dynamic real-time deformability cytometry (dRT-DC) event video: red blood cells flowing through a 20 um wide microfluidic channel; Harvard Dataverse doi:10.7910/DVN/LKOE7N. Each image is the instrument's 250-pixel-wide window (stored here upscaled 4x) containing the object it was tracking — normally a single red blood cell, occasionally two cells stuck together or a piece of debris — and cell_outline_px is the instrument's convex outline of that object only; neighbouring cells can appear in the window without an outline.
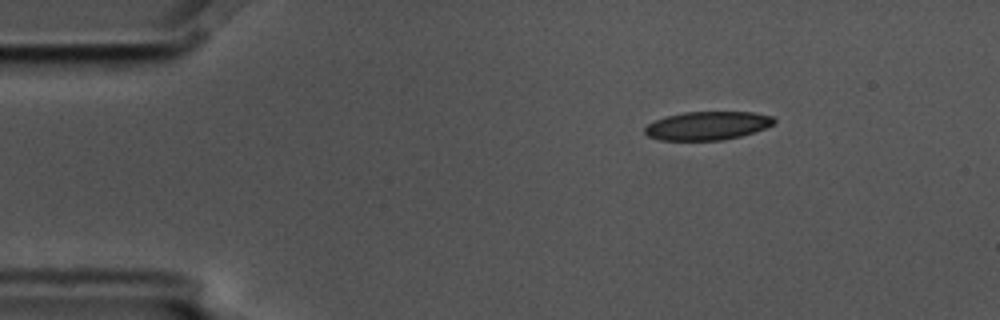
{"species": "common noctule bat (a hibernating species)", "species_latin": "Nyctalus noctula", "temperature_condition": "cold", "stored_images_in_passage": 4, "camera_frame_rate_fps": 3000, "um_per_image_px": 0.085, "animal": {"sex": "male", "body_mass_g": 17.5, "forearm_length_mm": 52.3}, "frame": {"image": 1, "passage_image": 4, "time_ms": 1.0, "image_size_px": [1000, 320], "cell_outline_px": [[776, 120], [772, 124], [764, 128], [740, 136], [724, 140], [660, 140], [648, 136], [644, 132], [644, 128], [648, 124], [656, 120], [668, 116], [684, 112], [756, 112], [772, 116]], "centroid_in_image_um": [60.12, 10.68], "position_along_channel_um": 24.9, "area_um2": 21.27}}